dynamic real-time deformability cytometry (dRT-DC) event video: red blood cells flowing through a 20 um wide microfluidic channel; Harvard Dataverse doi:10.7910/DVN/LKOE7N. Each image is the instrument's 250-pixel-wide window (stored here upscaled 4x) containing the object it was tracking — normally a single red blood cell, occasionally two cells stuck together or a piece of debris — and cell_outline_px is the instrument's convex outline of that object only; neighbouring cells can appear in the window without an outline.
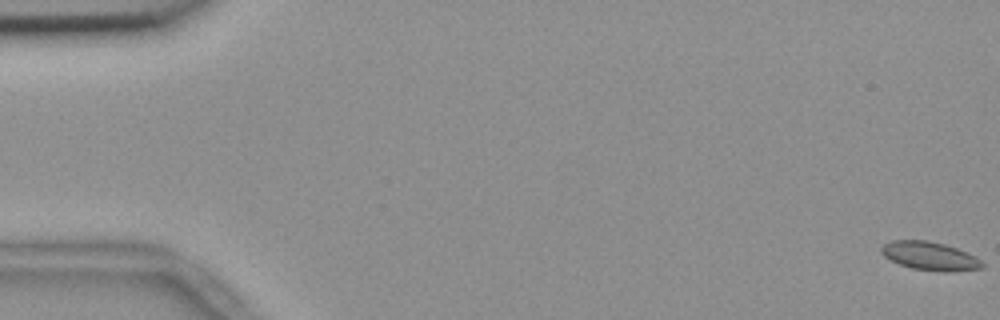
{"species": "common noctule bat (a hibernating species)", "species_latin": "Nyctalus noctula", "temperature_condition": "room temperature", "stored_images_in_passage": 10, "camera_frame_rate_fps": 3000, "um_per_image_px": 0.085, "animal": {"sex": "female", "body_mass_g": 18.4}, "frame": {"image": 1, "passage_image": 1, "time_ms": 0.0, "image_size_px": [1000, 320], "cell_outline_px": [[984, 268], [948, 272], [912, 268], [900, 264], [884, 256], [880, 252], [880, 248], [884, 244], [892, 240], [928, 240], [944, 244], [956, 248], [980, 260], [984, 264]], "centroid_in_image_um": [79.01, 21.75], "position_along_channel_um": 6.0, "area_um2": 16.47}}